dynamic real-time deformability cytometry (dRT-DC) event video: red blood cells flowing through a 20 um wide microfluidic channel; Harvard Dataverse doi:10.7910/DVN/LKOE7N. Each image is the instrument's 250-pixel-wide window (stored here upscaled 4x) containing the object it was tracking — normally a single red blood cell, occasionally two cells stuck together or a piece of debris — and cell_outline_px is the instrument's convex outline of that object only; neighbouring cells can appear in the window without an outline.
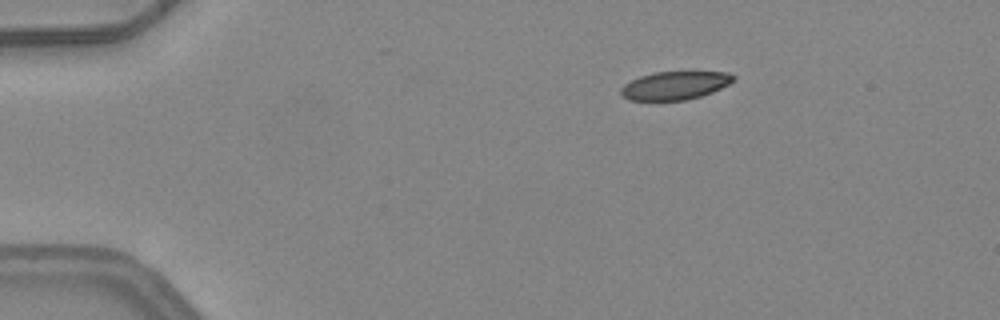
{"species": "common noctule bat (a hibernating species)", "species_latin": "Nyctalus noctula", "temperature_condition": "warm", "stored_images_in_passage": 6, "camera_frame_rate_fps": 3000, "um_per_image_px": 0.085, "animal": {"sex": "female", "body_mass_g": 24.6, "forearm_length_mm": 56.2}, "frame": {"image": 1, "passage_image": 1, "time_ms": 0.0, "image_size_px": [1000, 320], "cell_outline_px": [[736, 80], [712, 92], [700, 96], [684, 100], [628, 100], [620, 96], [620, 88], [624, 84], [640, 76], [656, 72], [728, 72], [736, 76]], "centroid_in_image_um": [57.35, 7.26], "position_along_channel_um": 27.6, "area_um2": 18.5}}
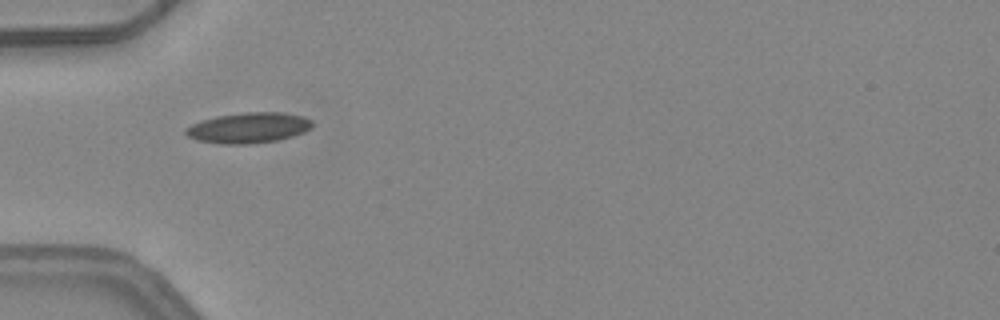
{"frame": {"image": 2, "passage_image": 3, "time_ms": 0.667, "image_size_px": [1000, 320], "cell_outline_px": [[312, 128], [304, 132], [292, 136], [276, 140], [248, 144], [220, 144], [196, 140], [188, 136], [184, 132], [184, 128], [200, 120], [216, 116], [244, 112], [280, 112], [304, 116], [312, 120]], "centroid_in_image_um": [21.1, 10.86], "position_along_channel_um": 63.9, "area_um2": 22.66}}